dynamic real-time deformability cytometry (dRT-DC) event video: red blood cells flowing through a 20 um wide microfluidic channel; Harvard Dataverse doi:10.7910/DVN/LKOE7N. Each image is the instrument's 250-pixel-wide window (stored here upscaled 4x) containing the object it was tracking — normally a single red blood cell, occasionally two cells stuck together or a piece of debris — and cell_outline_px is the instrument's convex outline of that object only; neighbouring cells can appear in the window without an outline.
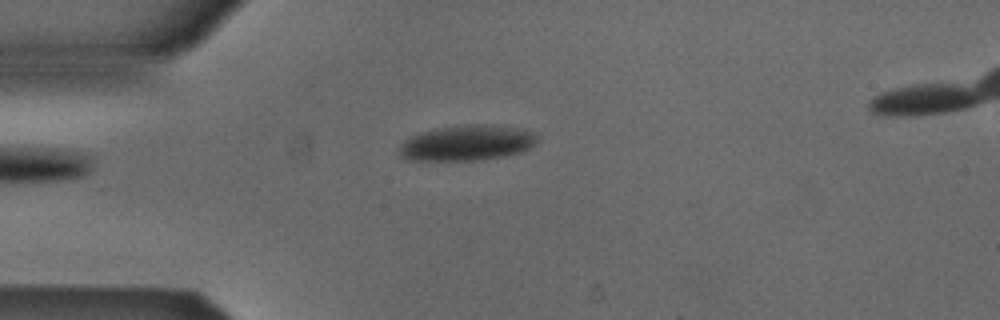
{"species": "Egyptian fruit bat (a non-hibernating species)", "species_latin": "Rousettus aegyptiacus", "temperature_condition": "cold", "stored_images_in_passage": 40, "camera_frame_rate_fps": 3000, "um_per_image_px": 0.085, "animal": {"sex": "male"}, "frame": {"image": 1, "passage_image": 1, "time_ms": 0.0, "image_size_px": [1000, 320], "cell_outline_px": [[536, 140], [528, 148], [520, 152], [504, 156], [476, 160], [408, 160], [400, 156], [400, 144], [404, 140], [412, 136], [436, 128], [472, 124], [484, 124], [516, 128], [532, 132], [536, 136]], "centroid_in_image_um": [39.64, 12.15], "position_along_channel_um": 45.4, "area_um2": 27.98}}
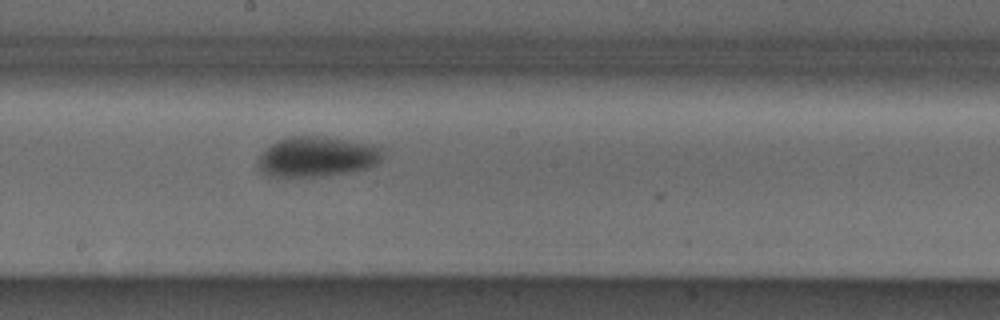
{"frame": {"image": 2, "passage_image": 16, "time_ms": 5.0, "image_size_px": [1000, 320], "cell_outline_px": [[384, 148], [380, 160], [376, 164], [368, 168], [320, 176], [272, 176], [256, 168], [256, 160], [276, 140], [292, 136], [320, 136], [348, 140], [372, 144]], "centroid_in_image_um": [26.94, 13.3], "position_along_channel_um": 221.3, "area_um2": 28.96}}
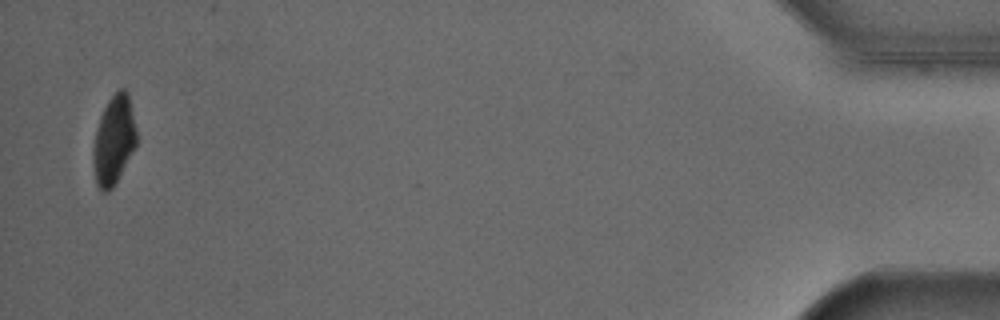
{"frame": {"image": 3, "passage_image": 39, "time_ms": 12.667, "image_size_px": [1000, 320], "cell_outline_px": [[136, 144], [116, 184], [108, 192], [100, 192], [96, 184], [92, 164], [92, 148], [96, 128], [100, 116], [108, 100], [120, 88], [124, 88], [128, 92], [136, 128]], "centroid_in_image_um": [9.64, 11.95], "position_along_channel_um": 425.6, "area_um2": 22.72}}